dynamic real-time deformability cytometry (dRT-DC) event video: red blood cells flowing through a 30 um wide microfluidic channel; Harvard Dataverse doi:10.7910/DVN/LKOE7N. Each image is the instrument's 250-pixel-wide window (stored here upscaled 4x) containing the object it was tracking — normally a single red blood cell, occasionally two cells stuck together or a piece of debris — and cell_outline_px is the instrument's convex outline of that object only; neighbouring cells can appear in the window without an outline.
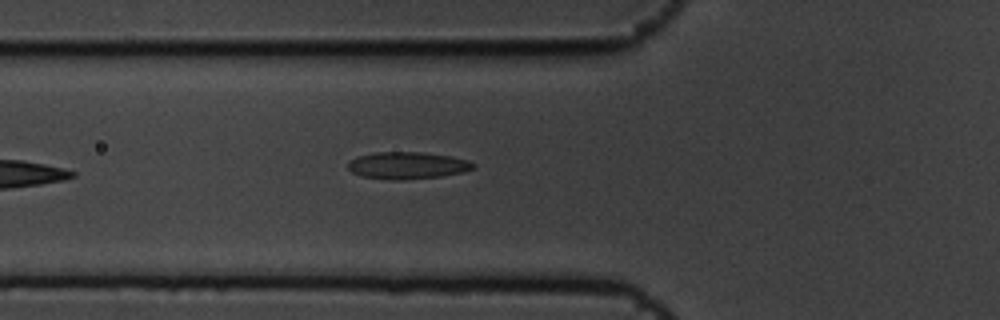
{"species": "common noctule bat (a hibernating species)", "species_latin": "Nyctalus noctula", "temperature_condition": "cold", "stored_images_in_passage": 6, "camera_frame_rate_fps": 3000, "um_per_image_px": 0.085, "animal": {"sex": "male", "body_mass_g": 19.5, "forearm_length_mm": 54.6}, "frame": {"image": 1, "passage_image": 6, "time_ms": 1.667, "image_size_px": [1000, 320], "cell_outline_px": [[476, 168], [464, 172], [440, 176], [404, 180], [392, 180], [360, 176], [352, 172], [348, 168], [348, 164], [356, 156], [376, 152], [424, 152], [452, 156], [468, 160]], "centroid_in_image_um": [34.63, 14.06], "position_along_channel_um": 91.2, "area_um2": 19.83}}